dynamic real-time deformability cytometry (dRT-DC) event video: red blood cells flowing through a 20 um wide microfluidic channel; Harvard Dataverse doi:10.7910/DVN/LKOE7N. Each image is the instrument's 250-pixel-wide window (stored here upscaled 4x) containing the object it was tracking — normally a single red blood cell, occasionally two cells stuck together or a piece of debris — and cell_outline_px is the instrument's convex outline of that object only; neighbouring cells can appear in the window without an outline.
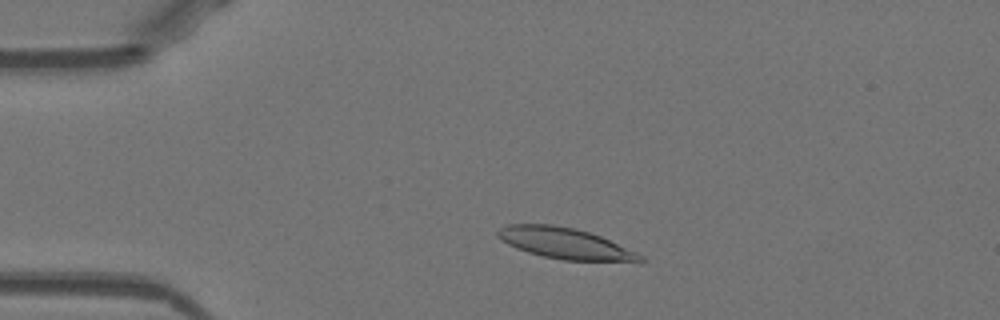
{"species": "Egyptian fruit bat (a non-hibernating species)", "species_latin": "Rousettus aegyptiacus", "temperature_condition": "warm", "stored_images_in_passage": 47, "camera_frame_rate_fps": 3000, "um_per_image_px": 0.085, "animal": {"sex": "female"}, "frame": {"image": 1, "passage_image": 7, "time_ms": 2.0, "image_size_px": [1000, 320], "cell_outline_px": [[644, 260], [640, 264], [564, 260], [544, 256], [528, 252], [516, 248], [500, 240], [496, 236], [496, 232], [500, 228], [508, 224], [552, 224], [572, 228], [588, 232], [600, 236], [636, 252], [644, 256]], "centroid_in_image_um": [48.11, 20.73], "position_along_channel_um": 36.9, "area_um2": 26.24}}
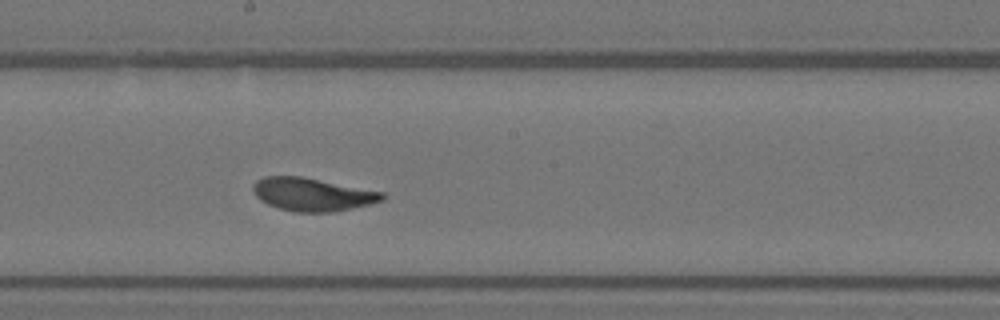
{"frame": {"image": 2, "passage_image": 24, "time_ms": 7.667, "image_size_px": [1000, 320], "cell_outline_px": [[384, 200], [352, 208], [332, 212], [296, 212], [280, 208], [268, 204], [260, 200], [256, 196], [252, 188], [252, 184], [256, 180], [264, 176], [304, 176], [384, 192]], "centroid_in_image_um": [26.53, 16.51], "position_along_channel_um": 221.7, "area_um2": 24.97}}
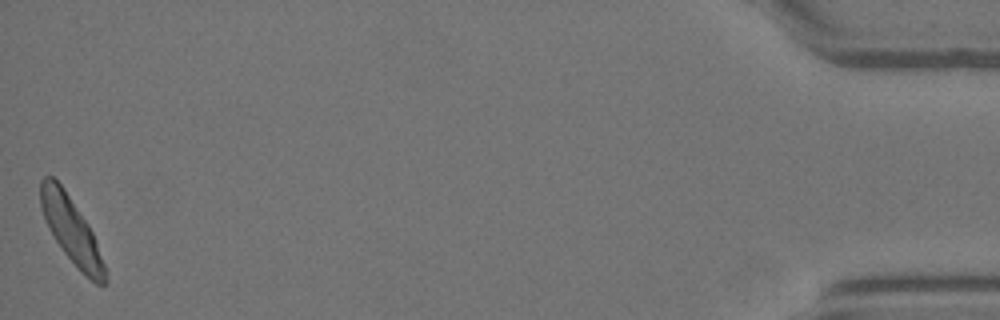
{"frame": {"image": 3, "passage_image": 47, "time_ms": 15.333, "image_size_px": [1000, 320], "cell_outline_px": [[108, 284], [96, 284], [80, 272], [64, 252], [56, 240], [44, 216], [40, 204], [40, 180], [44, 176], [52, 176], [64, 188], [88, 224], [92, 232], [104, 264], [108, 280]], "centroid_in_image_um": [6.08, 19.59], "position_along_channel_um": 429.1, "area_um2": 24.33}, "authors_computed_cell_mechanics": {"area_um2": 25.0852, "velocity_mm_per_s": 3.9296, "shape_relaxation_time_tau1_ms": 2.9935, "shape_relaxation_time_tau2_ms": 1.1678, "deformation_change_tau1": 0.1483, "deformation_change_tau2": 0.0796}}